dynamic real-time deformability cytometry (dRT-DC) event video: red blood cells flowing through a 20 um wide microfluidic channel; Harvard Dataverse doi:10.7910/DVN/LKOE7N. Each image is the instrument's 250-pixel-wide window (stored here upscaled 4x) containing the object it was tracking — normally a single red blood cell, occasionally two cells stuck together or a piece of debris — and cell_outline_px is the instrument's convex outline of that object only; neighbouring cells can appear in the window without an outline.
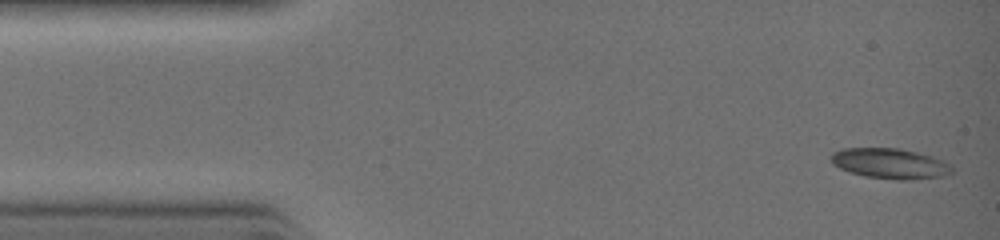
{"species": "common noctule bat (a hibernating species)", "species_latin": "Nyctalus noctula", "temperature_condition": "warm", "stored_images_in_passage": 32, "camera_frame_rate_fps": 3000, "um_per_image_px": 0.085, "animal": {"sex": "female", "body_mass_g": 19.0, "forearm_length_mm": 51.5}, "frame": {"image": 1, "passage_image": 1, "time_ms": 0.0, "image_size_px": [1000, 240], "cell_outline_px": [[952, 172], [940, 176], [904, 180], [900, 180], [864, 176], [840, 168], [832, 164], [832, 152], [840, 148], [900, 148], [932, 156], [944, 160], [952, 164]], "centroid_in_image_um": [75.65, 13.88], "position_along_channel_um": 9.3, "area_um2": 21.27}}
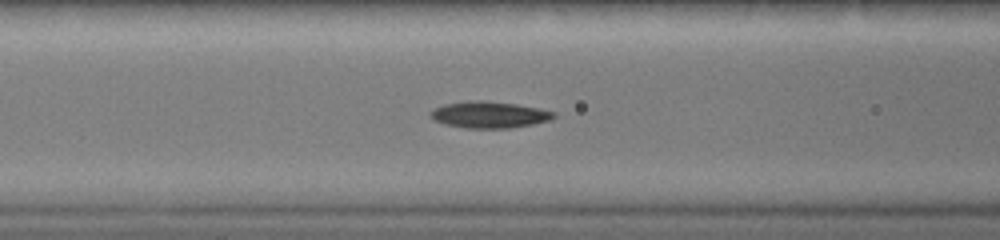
{"frame": {"image": 2, "passage_image": 12, "time_ms": 3.667, "image_size_px": [1000, 240], "cell_outline_px": [[556, 116], [548, 120], [532, 124], [508, 128], [464, 128], [444, 124], [432, 120], [428, 116], [428, 112], [444, 104], [468, 100], [484, 100], [516, 104], [540, 108], [556, 112]], "centroid_in_image_um": [41.53, 9.74], "position_along_channel_um": 125.1, "area_um2": 19.25}}
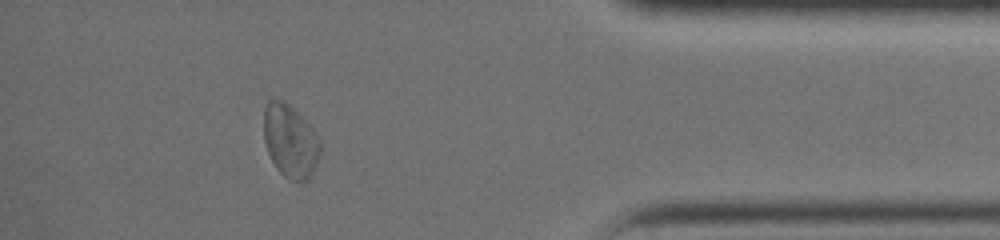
{"frame": {"image": 3, "passage_image": 28, "time_ms": 9.0, "image_size_px": [1000, 240], "cell_outline_px": [[320, 152], [316, 164], [312, 172], [304, 180], [288, 180], [276, 168], [268, 152], [264, 140], [264, 108], [268, 100], [284, 100], [316, 132], [320, 140]], "centroid_in_image_um": [24.65, 11.98], "position_along_channel_um": 410.5, "area_um2": 23.64}}